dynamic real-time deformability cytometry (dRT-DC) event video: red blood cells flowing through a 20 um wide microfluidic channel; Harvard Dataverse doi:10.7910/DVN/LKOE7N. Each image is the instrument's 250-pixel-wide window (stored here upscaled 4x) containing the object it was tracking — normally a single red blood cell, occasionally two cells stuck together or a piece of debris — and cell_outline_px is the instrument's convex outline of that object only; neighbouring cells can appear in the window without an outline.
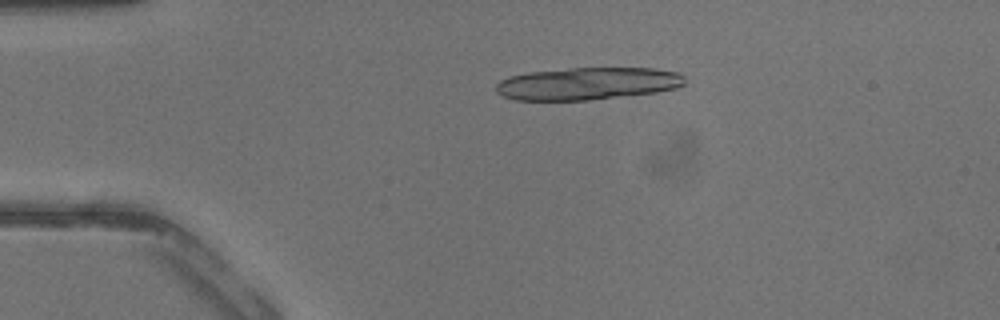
{"species": "common noctule bat (a hibernating species)", "species_latin": "Nyctalus noctula", "temperature_condition": "warm", "stored_images_in_passage": 20, "camera_frame_rate_fps": 3000, "um_per_image_px": 0.085, "animal": {"sex": "male", "body_mass_g": 13.3}, "frame": {"image": 1, "passage_image": 9, "time_ms": 2.667, "image_size_px": [1000, 320], "cell_outline_px": [[684, 84], [676, 88], [656, 92], [588, 100], [516, 100], [504, 96], [496, 92], [496, 84], [500, 80], [508, 76], [528, 72], [568, 68], [656, 68], [680, 72], [684, 76]], "centroid_in_image_um": [49.94, 7.09], "position_along_channel_um": 35.1, "area_um2": 35.78}}